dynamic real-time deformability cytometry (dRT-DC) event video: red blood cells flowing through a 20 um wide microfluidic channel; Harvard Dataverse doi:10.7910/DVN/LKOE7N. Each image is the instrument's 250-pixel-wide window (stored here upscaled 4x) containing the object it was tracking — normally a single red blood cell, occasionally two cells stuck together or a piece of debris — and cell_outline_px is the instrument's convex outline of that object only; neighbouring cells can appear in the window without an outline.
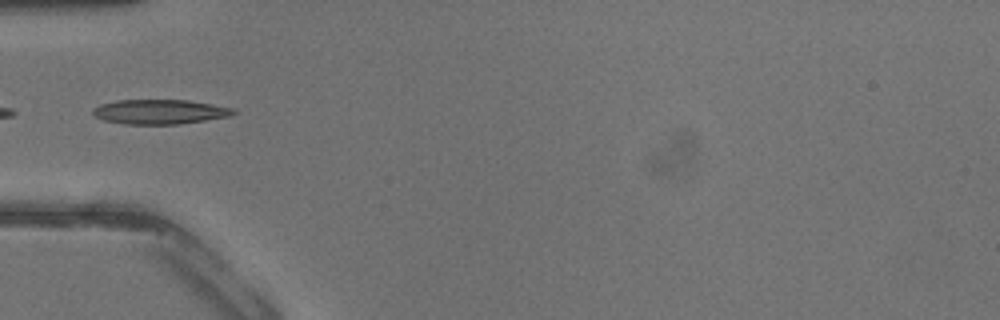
{"species": "common noctule bat (a hibernating species)", "species_latin": "Nyctalus noctula", "temperature_condition": "warm", "stored_images_in_passage": 31, "camera_frame_rate_fps": 3000, "um_per_image_px": 0.085, "animal": {"sex": "male", "body_mass_g": 13.3}, "frame": {"image": 1, "passage_image": 14, "time_ms": 4.333, "image_size_px": [1000, 320], "cell_outline_px": [[236, 112], [232, 116], [180, 124], [124, 124], [104, 120], [92, 116], [92, 108], [100, 104], [116, 100], [188, 100], [236, 108]], "centroid_in_image_um": [13.58, 9.5], "position_along_channel_um": 71.4, "area_um2": 20.4}}